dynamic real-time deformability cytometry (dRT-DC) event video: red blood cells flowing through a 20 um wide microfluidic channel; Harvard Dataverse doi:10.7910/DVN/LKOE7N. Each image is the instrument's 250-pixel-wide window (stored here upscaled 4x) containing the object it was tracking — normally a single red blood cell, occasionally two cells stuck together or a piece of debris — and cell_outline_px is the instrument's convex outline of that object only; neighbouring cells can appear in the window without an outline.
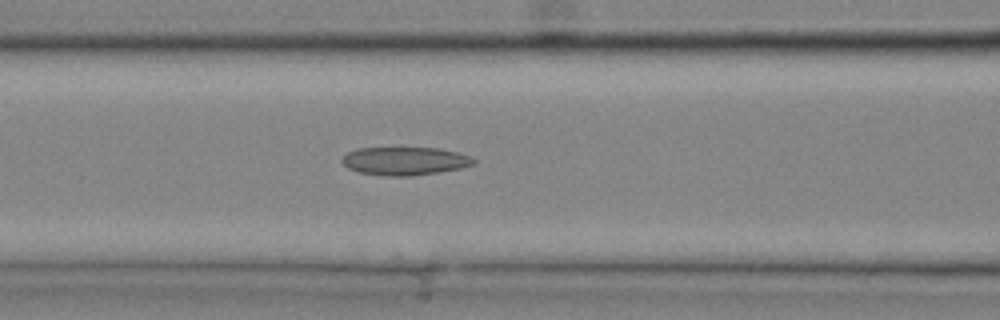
{"species": "common noctule bat (a hibernating species)", "species_latin": "Nyctalus noctula", "temperature_condition": "cold", "stored_images_in_passage": 19, "camera_frame_rate_fps": 3000, "um_per_image_px": 0.085, "animal": {"sex": "male", "body_mass_g": 20.4}, "frame": {"image": 1, "passage_image": 5, "time_ms": 1.333, "image_size_px": [1000, 320], "cell_outline_px": [[476, 164], [460, 168], [436, 172], [408, 176], [384, 176], [360, 172], [348, 168], [340, 160], [348, 152], [356, 148], [440, 148], [472, 156], [476, 160]], "centroid_in_image_um": [34.42, 13.68], "position_along_channel_um": 132.2, "area_um2": 21.56}}